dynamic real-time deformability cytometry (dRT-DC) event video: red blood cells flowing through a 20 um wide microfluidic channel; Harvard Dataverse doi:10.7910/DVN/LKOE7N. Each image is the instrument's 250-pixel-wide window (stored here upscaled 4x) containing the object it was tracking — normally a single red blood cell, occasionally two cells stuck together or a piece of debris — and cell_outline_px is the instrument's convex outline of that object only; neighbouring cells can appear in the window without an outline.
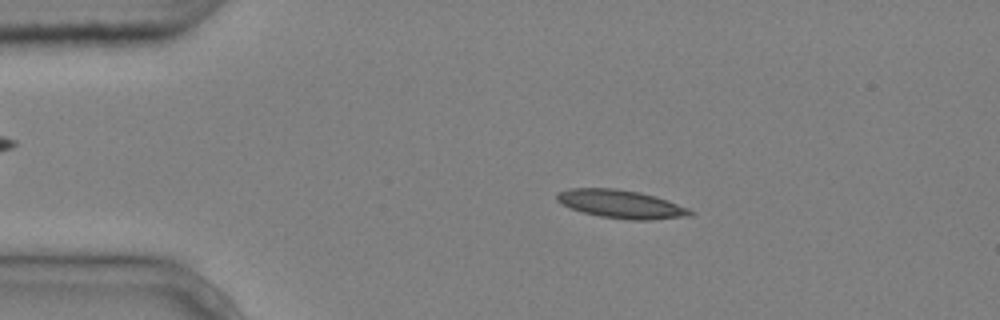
{"species": "common noctule bat (a hibernating species)", "species_latin": "Nyctalus noctula", "temperature_condition": "cold", "stored_images_in_passage": 4, "camera_frame_rate_fps": 3000, "um_per_image_px": 0.085, "animal": {"sex": "male", "body_mass_g": 20.4}, "frame": {"image": 1, "passage_image": 2, "time_ms": 0.333, "image_size_px": [1000, 320], "cell_outline_px": [[692, 216], [648, 220], [628, 220], [600, 216], [584, 212], [572, 208], [556, 200], [556, 192], [568, 188], [616, 188], [640, 192], [656, 196], [668, 200], [688, 208], [692, 212]], "centroid_in_image_um": [52.79, 17.34], "position_along_channel_um": 32.2, "area_um2": 21.96}}
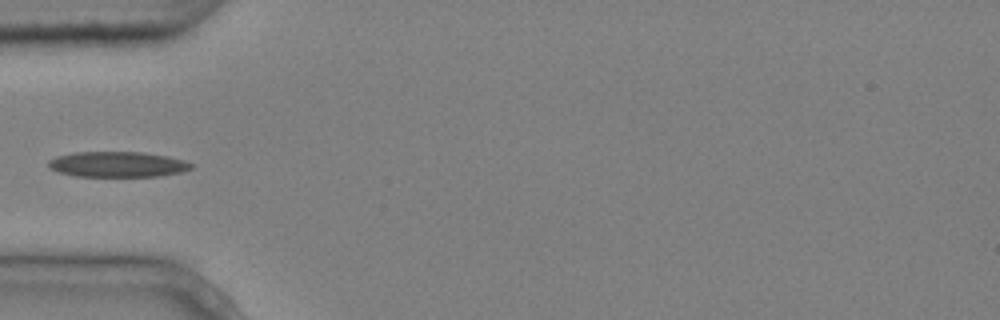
{"frame": {"image": 2, "passage_image": 4, "time_ms": 1.0, "image_size_px": [1000, 320], "cell_outline_px": [[192, 168], [180, 172], [160, 176], [76, 176], [56, 172], [48, 164], [48, 160], [56, 156], [72, 152], [144, 152], [168, 156], [184, 160], [192, 164]], "centroid_in_image_um": [9.97, 13.96], "position_along_channel_um": 75.0, "area_um2": 21.21}}